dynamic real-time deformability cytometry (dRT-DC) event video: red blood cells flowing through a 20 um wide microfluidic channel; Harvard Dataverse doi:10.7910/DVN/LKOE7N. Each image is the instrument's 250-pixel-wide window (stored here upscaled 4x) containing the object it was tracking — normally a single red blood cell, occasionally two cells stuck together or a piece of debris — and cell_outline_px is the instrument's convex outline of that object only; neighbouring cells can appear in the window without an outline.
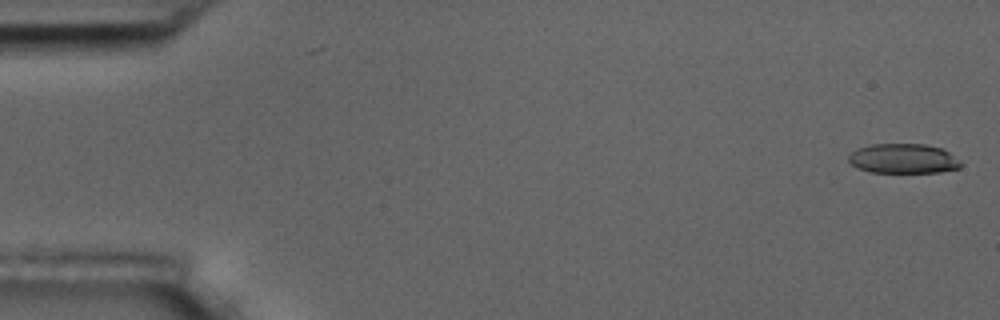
{"species": "common noctule bat (a hibernating species)", "species_latin": "Nyctalus noctula", "temperature_condition": "room temperature", "stored_images_in_passage": 5, "camera_frame_rate_fps": 3000, "um_per_image_px": 0.085, "animal": {"sex": "male", "body_mass_g": 17.5, "forearm_length_mm": 52.3}, "frame": {"image": 1, "passage_image": 1, "time_ms": 0.0, "image_size_px": [1000, 320], "cell_outline_px": [[960, 168], [940, 172], [868, 172], [856, 168], [848, 160], [848, 156], [856, 148], [872, 144], [924, 144], [940, 148], [948, 152], [960, 160]], "centroid_in_image_um": [76.74, 13.48], "position_along_channel_um": 8.3, "area_um2": 19.42}}
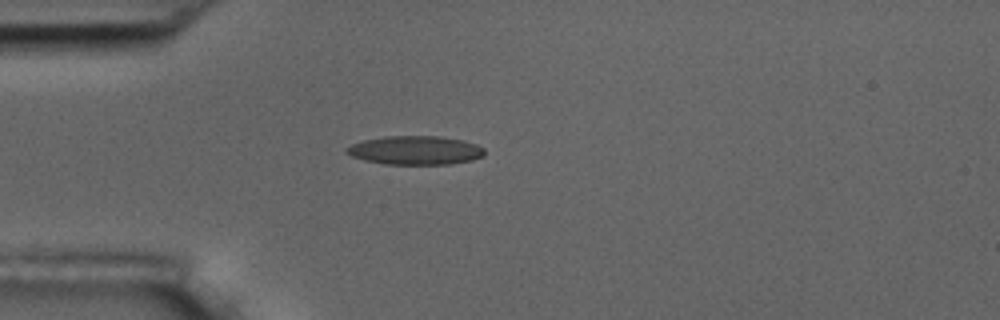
{"frame": {"image": 2, "passage_image": 5, "time_ms": 4.667, "image_size_px": [1000, 320], "cell_outline_px": [[484, 156], [472, 160], [452, 164], [384, 164], [364, 160], [352, 156], [344, 152], [344, 148], [352, 144], [364, 140], [384, 136], [440, 136], [464, 140], [476, 144], [484, 148]], "centroid_in_image_um": [35.3, 12.77], "position_along_channel_um": 49.7, "area_um2": 23.29}}